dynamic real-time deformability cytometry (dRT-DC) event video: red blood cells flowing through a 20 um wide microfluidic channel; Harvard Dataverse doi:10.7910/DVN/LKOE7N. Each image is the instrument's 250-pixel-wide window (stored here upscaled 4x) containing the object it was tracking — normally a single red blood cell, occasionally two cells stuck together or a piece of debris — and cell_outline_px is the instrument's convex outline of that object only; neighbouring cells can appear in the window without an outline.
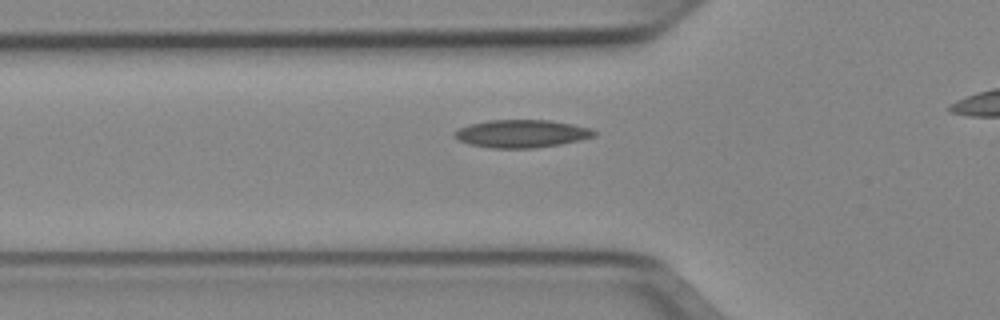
{"species": "Egyptian fruit bat (a non-hibernating species)", "species_latin": "Rousettus aegyptiacus", "temperature_condition": "cold", "stored_images_in_passage": 37, "camera_frame_rate_fps": 3000, "um_per_image_px": 0.085, "animal": {"sex": "female"}, "frame": {"image": 1, "passage_image": 12, "time_ms": 3.667, "image_size_px": [1000, 320], "cell_outline_px": [[596, 136], [580, 140], [560, 144], [536, 148], [488, 148], [468, 144], [452, 136], [452, 132], [468, 124], [488, 120], [548, 120], [572, 124], [592, 128], [596, 132]], "centroid_in_image_um": [44.31, 11.36], "position_along_channel_um": 81.5, "area_um2": 22.83}}
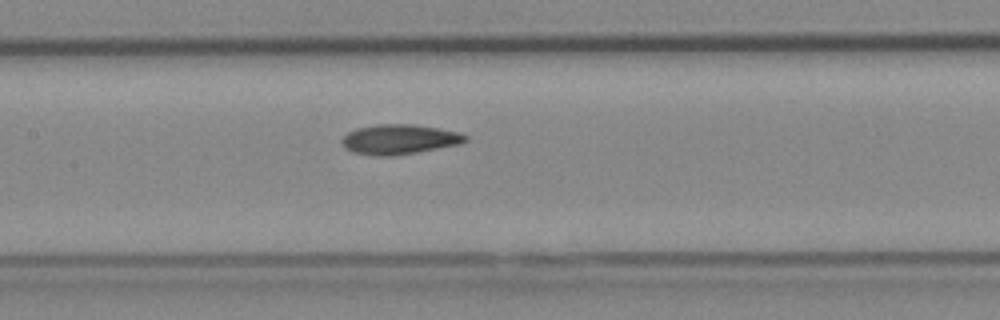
{"frame": {"image": 2, "passage_image": 19, "time_ms": 6.0, "image_size_px": [1000, 320], "cell_outline_px": [[468, 140], [460, 144], [416, 152], [392, 156], [372, 156], [352, 152], [344, 148], [340, 140], [348, 132], [356, 128], [376, 124], [412, 124], [460, 132], [468, 136]], "centroid_in_image_um": [33.91, 11.85], "position_along_channel_um": 173.5, "area_um2": 21.62}}
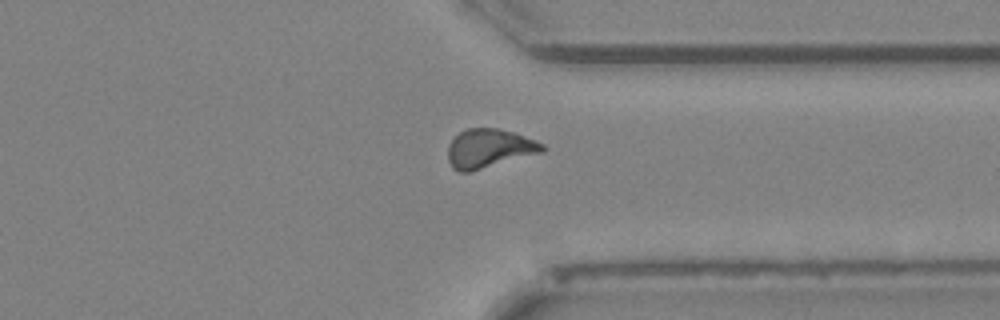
{"frame": {"image": 3, "passage_image": 34, "time_ms": 11.0, "image_size_px": [1000, 320], "cell_outline_px": [[548, 148], [544, 152], [472, 172], [460, 172], [452, 168], [448, 160], [448, 144], [460, 132], [468, 128], [500, 128], [536, 140], [544, 144]], "centroid_in_image_um": [41.61, 12.63], "position_along_channel_um": 369.8, "area_um2": 21.73}}